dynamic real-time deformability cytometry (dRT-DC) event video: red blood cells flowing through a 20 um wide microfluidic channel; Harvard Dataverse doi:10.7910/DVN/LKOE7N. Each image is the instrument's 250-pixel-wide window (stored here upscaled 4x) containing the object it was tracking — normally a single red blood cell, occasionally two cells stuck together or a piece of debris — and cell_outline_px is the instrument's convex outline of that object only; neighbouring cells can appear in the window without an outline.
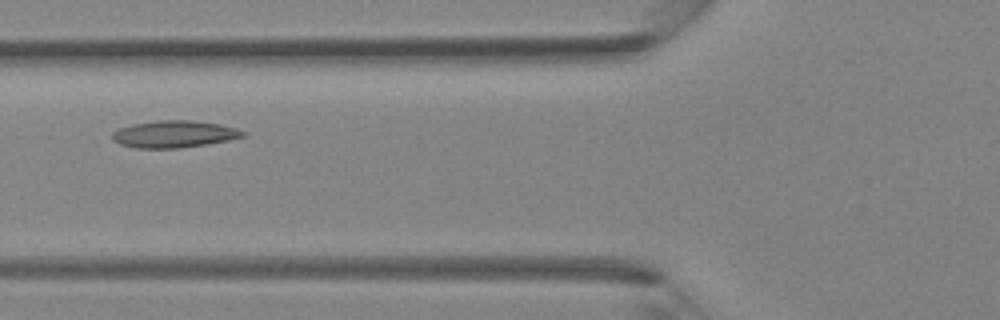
{"species": "Egyptian fruit bat (a non-hibernating species)", "species_latin": "Rousettus aegyptiacus", "temperature_condition": "room temperature", "stored_images_in_passage": 37, "camera_frame_rate_fps": 3000, "um_per_image_px": 0.085, "animal": {"sex": "female"}, "frame": {"image": 1, "passage_image": 12, "time_ms": 3.667, "image_size_px": [1000, 320], "cell_outline_px": [[244, 136], [228, 140], [208, 144], [180, 148], [136, 148], [120, 144], [112, 140], [112, 132], [120, 128], [132, 124], [160, 120], [188, 120], [220, 124], [236, 128], [244, 132]], "centroid_in_image_um": [14.78, 11.4], "position_along_channel_um": 111.0, "area_um2": 20.46}}
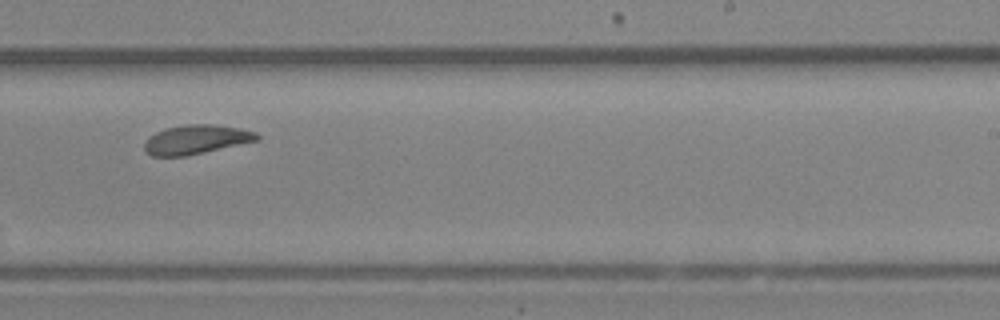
{"frame": {"image": 2, "passage_image": 22, "time_ms": 7.0, "image_size_px": [1000, 320], "cell_outline_px": [[260, 136], [256, 140], [184, 156], [152, 156], [144, 148], [144, 144], [156, 132], [164, 128], [188, 124], [216, 124], [240, 128], [256, 132]], "centroid_in_image_um": [16.66, 11.84], "position_along_channel_um": 272.3, "area_um2": 18.67}}
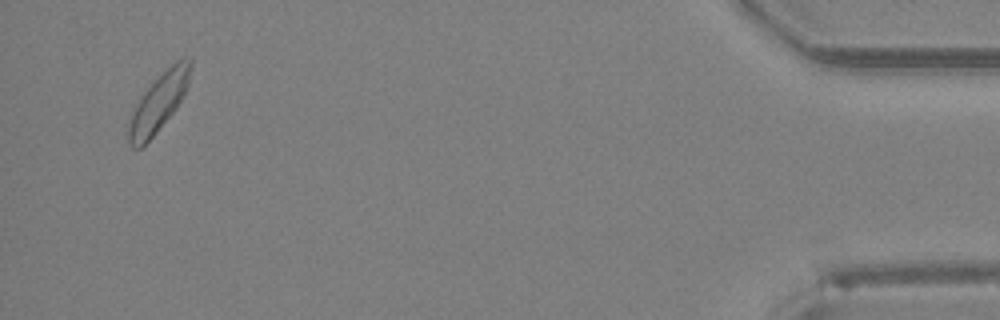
{"frame": {"image": 3, "passage_image": 36, "time_ms": 11.667, "image_size_px": [1000, 320], "cell_outline_px": [[192, 64], [188, 84], [176, 108], [152, 136], [140, 148], [132, 148], [128, 144], [124, 132], [128, 120], [140, 96], [176, 60], [184, 56], [192, 56]], "centroid_in_image_um": [13.44, 8.73], "position_along_channel_um": 421.8, "area_um2": 20.81}}